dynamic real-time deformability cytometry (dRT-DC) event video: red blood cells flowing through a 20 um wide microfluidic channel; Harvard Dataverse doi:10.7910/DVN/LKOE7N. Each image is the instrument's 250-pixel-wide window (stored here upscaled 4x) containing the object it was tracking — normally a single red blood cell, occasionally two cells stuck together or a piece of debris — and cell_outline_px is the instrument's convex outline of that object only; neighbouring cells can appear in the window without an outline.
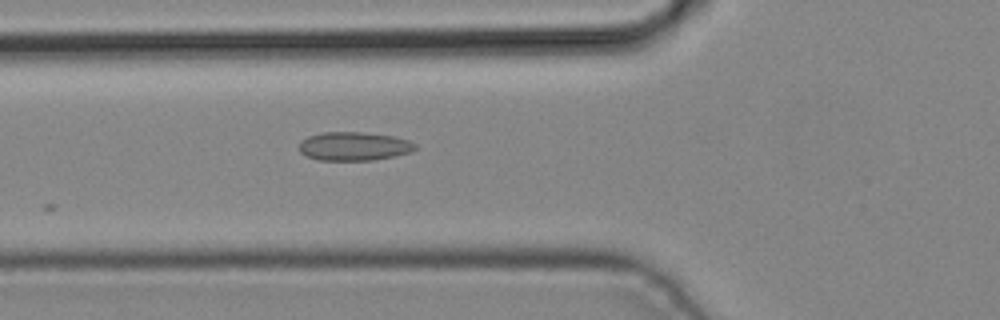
{"species": "common noctule bat (a hibernating species)", "species_latin": "Nyctalus noctula", "temperature_condition": "cold", "stored_images_in_passage": 4, "camera_frame_rate_fps": 3000, "um_per_image_px": 0.085, "animal": {"sex": "male", "body_mass_g": 19.2, "forearm_length_mm": 51.8}, "frame": {"image": 1, "passage_image": 4, "time_ms": 1.0, "image_size_px": [1000, 320], "cell_outline_px": [[416, 148], [412, 152], [396, 156], [372, 160], [320, 160], [304, 156], [300, 152], [300, 140], [308, 136], [324, 132], [360, 132], [392, 136], [408, 140], [416, 144]], "centroid_in_image_um": [30.08, 12.44], "position_along_channel_um": 95.7, "area_um2": 19.42}}